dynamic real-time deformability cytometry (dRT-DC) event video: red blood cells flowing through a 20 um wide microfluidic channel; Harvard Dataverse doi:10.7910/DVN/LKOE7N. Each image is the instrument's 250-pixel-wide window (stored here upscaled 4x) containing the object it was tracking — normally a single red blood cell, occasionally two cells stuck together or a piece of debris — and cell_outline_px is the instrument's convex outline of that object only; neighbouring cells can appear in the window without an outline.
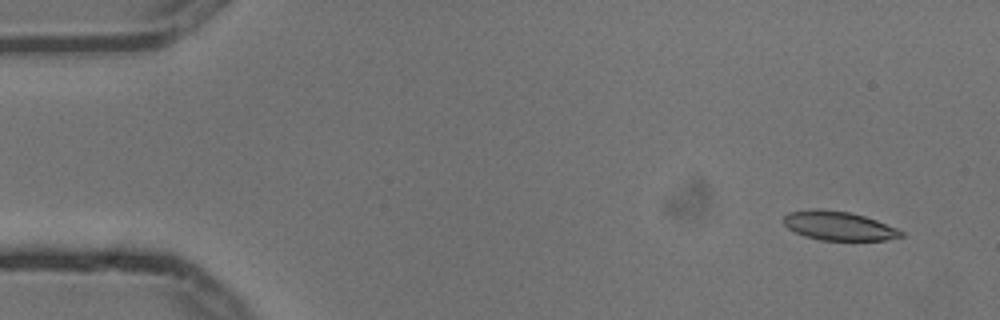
{"species": "common noctule bat (a hibernating species)", "species_latin": "Nyctalus noctula", "temperature_condition": "cold", "stored_images_in_passage": 4, "camera_frame_rate_fps": 3000, "um_per_image_px": 0.085, "animal": {"sex": "male", "body_mass_g": 13.3}, "frame": {"image": 1, "passage_image": 1, "time_ms": 0.0, "image_size_px": [1000, 320], "cell_outline_px": [[904, 236], [888, 240], [820, 240], [804, 236], [788, 228], [784, 224], [784, 216], [788, 212], [812, 208], [820, 208], [848, 212], [864, 216], [876, 220], [896, 228], [904, 232]], "centroid_in_image_um": [71.27, 19.19], "position_along_channel_um": 13.7, "area_um2": 19.88}}